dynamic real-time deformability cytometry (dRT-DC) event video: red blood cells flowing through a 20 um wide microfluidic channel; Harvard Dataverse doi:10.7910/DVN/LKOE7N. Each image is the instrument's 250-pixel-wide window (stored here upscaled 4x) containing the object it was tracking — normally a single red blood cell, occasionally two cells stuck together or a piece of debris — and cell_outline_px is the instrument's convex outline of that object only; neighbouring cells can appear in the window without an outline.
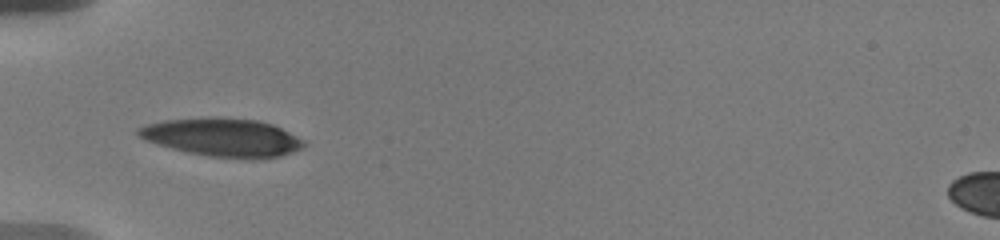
{"species": "human", "species_latin": "Homo sapiens", "temperature_condition": "warm", "stored_images_in_passage": 65, "camera_frame_rate_fps": 3000, "um_per_image_px": 0.085, "donor": {"sex": "male"}, "frame": {"image": 1, "passage_image": 1, "time_ms": 0.0, "image_size_px": [1000, 240], "cell_outline_px": [[304, 144], [300, 148], [292, 152], [280, 156], [208, 156], [188, 152], [156, 144], [144, 140], [136, 132], [136, 128], [148, 124], [164, 120], [256, 120], [272, 124], [304, 140]], "centroid_in_image_um": [18.86, 11.69], "position_along_channel_um": 66.1, "area_um2": 34.62}}
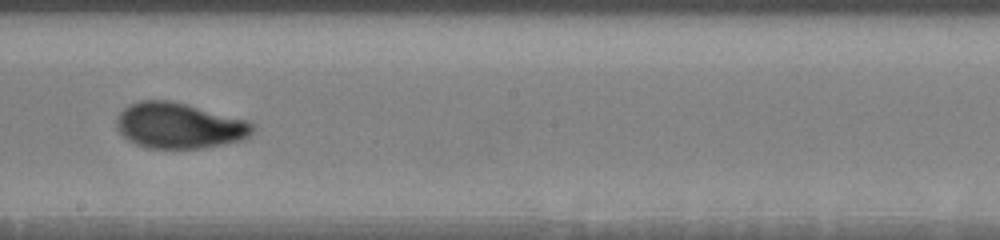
{"frame": {"image": 2, "passage_image": 25, "time_ms": 4.667, "image_size_px": [1000, 240], "cell_outline_px": [[252, 132], [248, 136], [240, 140], [224, 144], [204, 148], [148, 148], [136, 144], [128, 140], [116, 128], [116, 116], [128, 104], [140, 100], [172, 100], [188, 104], [248, 120], [252, 124]], "centroid_in_image_um": [15.19, 10.66], "position_along_channel_um": 233.0, "area_um2": 36.36}}
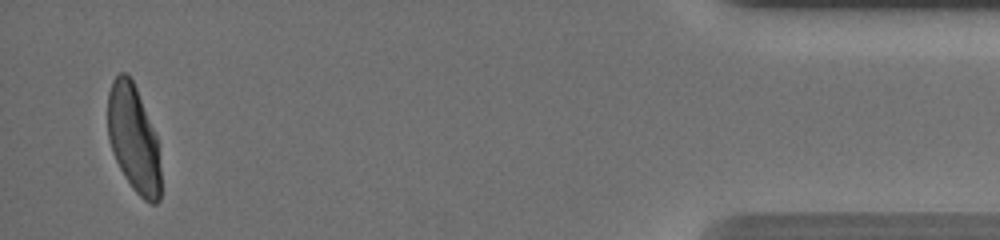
{"frame": {"image": 3, "passage_image": 62, "time_ms": 11.667, "image_size_px": [1000, 240], "cell_outline_px": [[160, 200], [156, 204], [152, 204], [144, 200], [132, 188], [124, 176], [112, 152], [108, 140], [108, 92], [112, 80], [120, 72], [128, 72], [136, 88], [156, 136], [160, 168]], "centroid_in_image_um": [11.33, 11.79], "position_along_channel_um": 423.9, "area_um2": 32.95}, "authors_computed_cell_mechanics": {"area_um2": 34.6222, "velocity_mm_per_s": 3.6541, "shape_relaxation_time_tau1_ms": 4.3171, "shape_relaxation_time_tau2_ms": null, "deformation_change_tau1": 0.1941, "deformation_change_tau2": null}}